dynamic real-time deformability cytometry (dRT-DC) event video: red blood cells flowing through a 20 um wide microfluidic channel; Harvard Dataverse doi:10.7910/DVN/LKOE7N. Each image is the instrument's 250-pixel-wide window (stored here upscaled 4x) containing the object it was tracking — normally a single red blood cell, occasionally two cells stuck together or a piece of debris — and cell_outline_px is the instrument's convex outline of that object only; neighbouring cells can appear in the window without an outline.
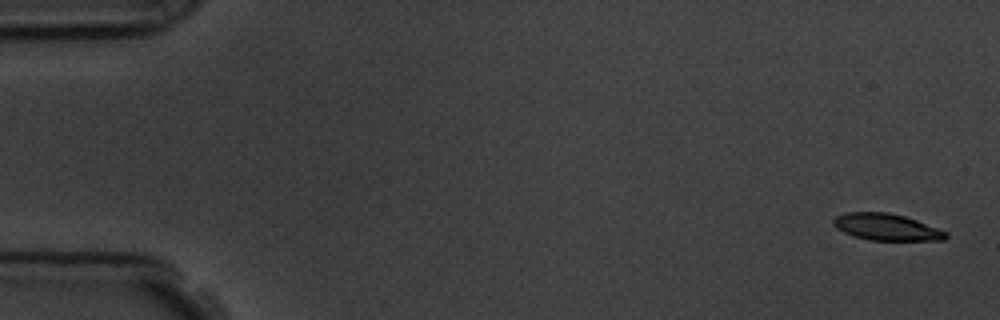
{"species": "common noctule bat (a hibernating species)", "species_latin": "Nyctalus noctula", "temperature_condition": "room temperature", "stored_images_in_passage": 6, "camera_frame_rate_fps": 3000, "um_per_image_px": 0.085, "animal": {"sex": "male", "body_mass_g": 19.5, "forearm_length_mm": 54.6}, "frame": {"image": 1, "passage_image": 1, "time_ms": 0.0, "image_size_px": [1000, 320], "cell_outline_px": [[948, 236], [944, 240], [868, 240], [852, 236], [836, 228], [832, 224], [832, 220], [836, 216], [848, 212], [888, 212], [904, 216], [916, 220], [948, 232]], "centroid_in_image_um": [75.33, 19.3], "position_along_channel_um": 9.7, "area_um2": 17.51}}